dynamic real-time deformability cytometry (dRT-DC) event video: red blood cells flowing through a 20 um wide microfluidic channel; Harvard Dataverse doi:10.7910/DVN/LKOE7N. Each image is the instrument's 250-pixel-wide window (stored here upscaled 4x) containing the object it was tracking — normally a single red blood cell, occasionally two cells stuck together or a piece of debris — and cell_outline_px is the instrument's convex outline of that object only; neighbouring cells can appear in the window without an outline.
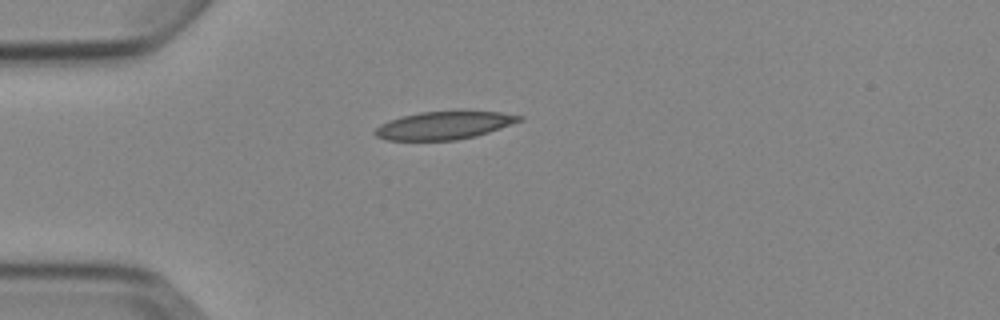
{"species": "Egyptian fruit bat (a non-hibernating species)", "species_latin": "Rousettus aegyptiacus", "temperature_condition": "cold", "stored_images_in_passage": 1, "camera_frame_rate_fps": 3000, "um_per_image_px": 0.085, "animal": {"sex": "female"}, "frame": {"image": 1, "passage_image": 1, "time_ms": 0.0, "image_size_px": [1000, 320], "cell_outline_px": [[524, 120], [476, 136], [456, 140], [384, 140], [376, 136], [372, 132], [380, 124], [388, 120], [400, 116], [420, 112], [460, 108], [500, 112], [524, 116]], "centroid_in_image_um": [37.77, 10.61], "position_along_channel_um": 47.2, "area_um2": 24.51}}